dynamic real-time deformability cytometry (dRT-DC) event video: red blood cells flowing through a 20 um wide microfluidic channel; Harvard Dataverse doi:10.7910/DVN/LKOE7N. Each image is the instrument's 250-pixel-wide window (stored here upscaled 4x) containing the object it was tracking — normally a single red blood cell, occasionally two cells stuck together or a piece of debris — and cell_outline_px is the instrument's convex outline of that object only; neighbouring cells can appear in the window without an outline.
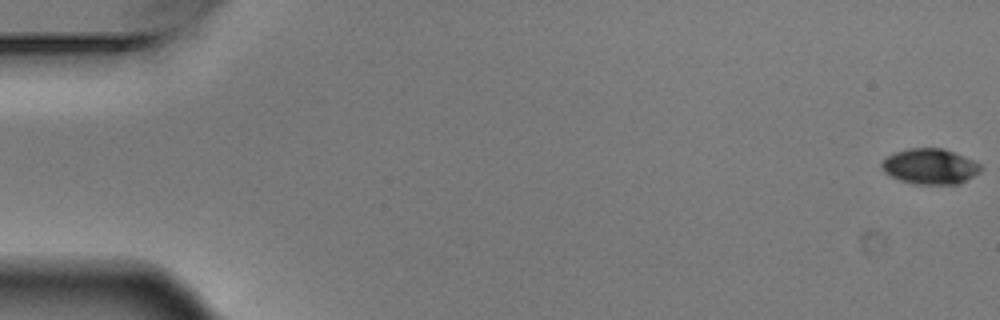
{"species": "Egyptian fruit bat (a non-hibernating species)", "species_latin": "Rousettus aegyptiacus", "temperature_condition": "warm", "stored_images_in_passage": 4, "camera_frame_rate_fps": 3000, "um_per_image_px": 0.085, "animal": {"sex": "male"}, "frame": {"image": 1, "passage_image": 1, "time_ms": 0.0, "image_size_px": [1000, 320], "cell_outline_px": [[984, 168], [980, 172], [960, 184], [916, 184], [900, 180], [884, 172], [880, 164], [884, 156], [908, 148], [944, 148], [956, 152], [980, 164]], "centroid_in_image_um": [79.06, 14.14], "position_along_channel_um": 5.9, "area_um2": 20.69}}